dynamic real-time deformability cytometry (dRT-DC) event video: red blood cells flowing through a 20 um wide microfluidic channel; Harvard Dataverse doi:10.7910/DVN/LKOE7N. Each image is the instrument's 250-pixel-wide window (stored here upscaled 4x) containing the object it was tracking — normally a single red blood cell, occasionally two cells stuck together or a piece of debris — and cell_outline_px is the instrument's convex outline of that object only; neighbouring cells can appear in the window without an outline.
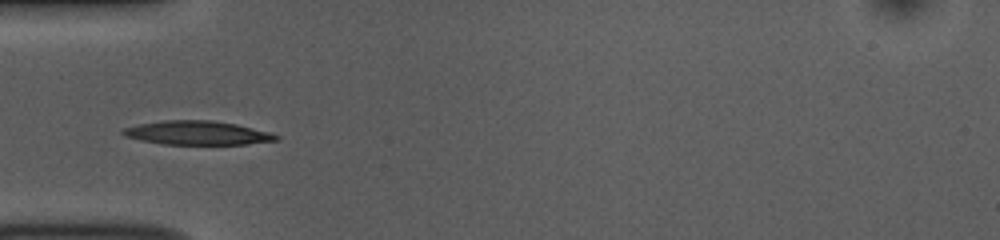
{"species": "common noctule bat (a hibernating species)", "species_latin": "Nyctalus noctula", "temperature_condition": "room temperature", "stored_images_in_passage": 37, "camera_frame_rate_fps": 3000, "um_per_image_px": 0.085, "animal": {"sex": "female", "body_mass_g": 10.0, "forearm_length_mm": 53.1}, "frame": {"image": 1, "passage_image": 1, "time_ms": 0.0, "image_size_px": [1000, 240], "cell_outline_px": [[280, 140], [248, 144], [164, 144], [140, 140], [124, 136], [120, 132], [124, 128], [140, 124], [164, 120], [212, 120], [236, 124], [268, 132], [280, 136]], "centroid_in_image_um": [16.77, 11.3], "position_along_channel_um": 68.2, "area_um2": 21.21}}
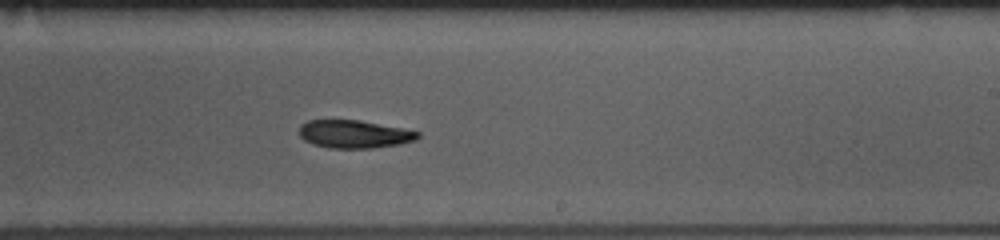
{"frame": {"image": 2, "passage_image": 16, "time_ms": 5.0, "image_size_px": [1000, 240], "cell_outline_px": [[420, 136], [416, 140], [400, 144], [372, 148], [328, 148], [312, 144], [304, 140], [300, 136], [300, 124], [308, 120], [360, 120], [404, 128], [420, 132]], "centroid_in_image_um": [30.12, 11.4], "position_along_channel_um": 258.9, "area_um2": 19.48}}
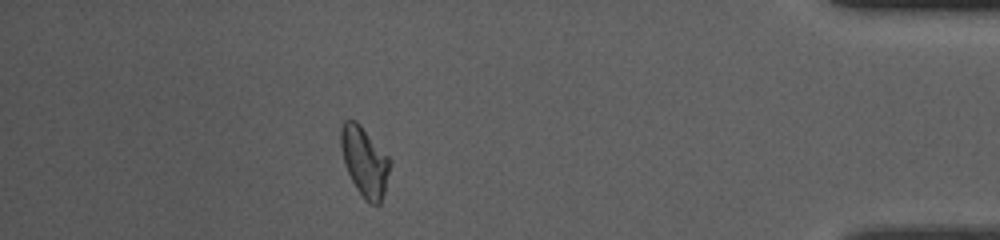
{"frame": {"image": 3, "passage_image": 31, "time_ms": 10.0, "image_size_px": [1000, 240], "cell_outline_px": [[392, 164], [384, 192], [380, 204], [368, 204], [364, 200], [356, 188], [344, 164], [340, 148], [340, 128], [344, 120], [356, 120], [360, 124], [392, 160]], "centroid_in_image_um": [30.99, 13.73], "position_along_channel_um": 404.2, "area_um2": 20.17}, "authors_computed_cell_mechanics": {"area_um2": 19.8254, "velocity_mm_per_s": 3.8107, "shape_relaxation_time_tau1_ms": 5.9375, "shape_relaxation_time_tau2_ms": 7.0567, "deformation_change_tau1": 0.1688, "deformation_change_tau2": 0.1462}}